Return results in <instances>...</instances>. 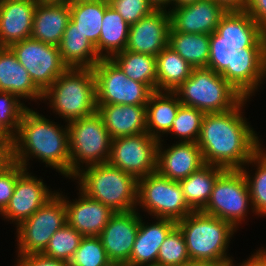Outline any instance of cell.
<instances>
[{"instance_id":"1","label":"cell","mask_w":266,"mask_h":266,"mask_svg":"<svg viewBox=\"0 0 266 266\" xmlns=\"http://www.w3.org/2000/svg\"><path fill=\"white\" fill-rule=\"evenodd\" d=\"M207 68L244 98L255 95L266 78V32L246 10L227 11L210 34Z\"/></svg>"},{"instance_id":"2","label":"cell","mask_w":266,"mask_h":266,"mask_svg":"<svg viewBox=\"0 0 266 266\" xmlns=\"http://www.w3.org/2000/svg\"><path fill=\"white\" fill-rule=\"evenodd\" d=\"M247 101L243 98L225 112L204 114L197 145L205 164L240 170L262 148L257 133L242 115Z\"/></svg>"},{"instance_id":"3","label":"cell","mask_w":266,"mask_h":266,"mask_svg":"<svg viewBox=\"0 0 266 266\" xmlns=\"http://www.w3.org/2000/svg\"><path fill=\"white\" fill-rule=\"evenodd\" d=\"M32 156L70 179L68 123L64 128L60 127V124L27 108L22 115L18 133L10 142V159L27 170V162Z\"/></svg>"},{"instance_id":"4","label":"cell","mask_w":266,"mask_h":266,"mask_svg":"<svg viewBox=\"0 0 266 266\" xmlns=\"http://www.w3.org/2000/svg\"><path fill=\"white\" fill-rule=\"evenodd\" d=\"M177 226L183 233L191 261L219 265L233 261L226 250L238 229L231 223L202 211H193L178 221Z\"/></svg>"},{"instance_id":"5","label":"cell","mask_w":266,"mask_h":266,"mask_svg":"<svg viewBox=\"0 0 266 266\" xmlns=\"http://www.w3.org/2000/svg\"><path fill=\"white\" fill-rule=\"evenodd\" d=\"M73 179L78 180L79 189L88 197L114 212L140 208L137 207L138 180L108 162L85 167Z\"/></svg>"},{"instance_id":"6","label":"cell","mask_w":266,"mask_h":266,"mask_svg":"<svg viewBox=\"0 0 266 266\" xmlns=\"http://www.w3.org/2000/svg\"><path fill=\"white\" fill-rule=\"evenodd\" d=\"M50 109L67 123L96 112L93 69L68 68L43 93Z\"/></svg>"},{"instance_id":"7","label":"cell","mask_w":266,"mask_h":266,"mask_svg":"<svg viewBox=\"0 0 266 266\" xmlns=\"http://www.w3.org/2000/svg\"><path fill=\"white\" fill-rule=\"evenodd\" d=\"M174 93L182 105L204 114L228 111L244 98L221 74L208 68H194Z\"/></svg>"},{"instance_id":"8","label":"cell","mask_w":266,"mask_h":266,"mask_svg":"<svg viewBox=\"0 0 266 266\" xmlns=\"http://www.w3.org/2000/svg\"><path fill=\"white\" fill-rule=\"evenodd\" d=\"M68 132L70 178L83 169V164H85L84 167H88L108 162L112 137L97 111L92 115L69 122Z\"/></svg>"},{"instance_id":"9","label":"cell","mask_w":266,"mask_h":266,"mask_svg":"<svg viewBox=\"0 0 266 266\" xmlns=\"http://www.w3.org/2000/svg\"><path fill=\"white\" fill-rule=\"evenodd\" d=\"M137 206L153 218L176 222L193 212L179 182L163 177L157 171L138 179Z\"/></svg>"},{"instance_id":"10","label":"cell","mask_w":266,"mask_h":266,"mask_svg":"<svg viewBox=\"0 0 266 266\" xmlns=\"http://www.w3.org/2000/svg\"><path fill=\"white\" fill-rule=\"evenodd\" d=\"M67 223L64 195L57 192L17 227L18 256L42 253L54 233Z\"/></svg>"},{"instance_id":"11","label":"cell","mask_w":266,"mask_h":266,"mask_svg":"<svg viewBox=\"0 0 266 266\" xmlns=\"http://www.w3.org/2000/svg\"><path fill=\"white\" fill-rule=\"evenodd\" d=\"M250 202V203H249ZM246 178L241 170H225L215 181L211 197L202 212L231 223L236 229L249 206L254 213Z\"/></svg>"},{"instance_id":"12","label":"cell","mask_w":266,"mask_h":266,"mask_svg":"<svg viewBox=\"0 0 266 266\" xmlns=\"http://www.w3.org/2000/svg\"><path fill=\"white\" fill-rule=\"evenodd\" d=\"M96 104L146 105L153 91L128 78L111 60L101 59L94 67Z\"/></svg>"},{"instance_id":"13","label":"cell","mask_w":266,"mask_h":266,"mask_svg":"<svg viewBox=\"0 0 266 266\" xmlns=\"http://www.w3.org/2000/svg\"><path fill=\"white\" fill-rule=\"evenodd\" d=\"M9 48L43 93L68 69L58 46L28 38L11 44Z\"/></svg>"},{"instance_id":"14","label":"cell","mask_w":266,"mask_h":266,"mask_svg":"<svg viewBox=\"0 0 266 266\" xmlns=\"http://www.w3.org/2000/svg\"><path fill=\"white\" fill-rule=\"evenodd\" d=\"M158 143L147 132L112 139L108 163L138 180L157 171Z\"/></svg>"},{"instance_id":"15","label":"cell","mask_w":266,"mask_h":266,"mask_svg":"<svg viewBox=\"0 0 266 266\" xmlns=\"http://www.w3.org/2000/svg\"><path fill=\"white\" fill-rule=\"evenodd\" d=\"M139 229V212H115L98 236L114 266H124L130 259Z\"/></svg>"},{"instance_id":"16","label":"cell","mask_w":266,"mask_h":266,"mask_svg":"<svg viewBox=\"0 0 266 266\" xmlns=\"http://www.w3.org/2000/svg\"><path fill=\"white\" fill-rule=\"evenodd\" d=\"M26 170L15 184L14 192L4 211L0 214L7 221L19 225L41 208L57 191L54 192L44 184L43 179L31 175Z\"/></svg>"},{"instance_id":"17","label":"cell","mask_w":266,"mask_h":266,"mask_svg":"<svg viewBox=\"0 0 266 266\" xmlns=\"http://www.w3.org/2000/svg\"><path fill=\"white\" fill-rule=\"evenodd\" d=\"M170 9V31L197 34H212L227 12L213 0H197Z\"/></svg>"},{"instance_id":"18","label":"cell","mask_w":266,"mask_h":266,"mask_svg":"<svg viewBox=\"0 0 266 266\" xmlns=\"http://www.w3.org/2000/svg\"><path fill=\"white\" fill-rule=\"evenodd\" d=\"M170 16L167 10H154L129 28L125 50L157 56L168 46Z\"/></svg>"},{"instance_id":"19","label":"cell","mask_w":266,"mask_h":266,"mask_svg":"<svg viewBox=\"0 0 266 266\" xmlns=\"http://www.w3.org/2000/svg\"><path fill=\"white\" fill-rule=\"evenodd\" d=\"M162 142L159 140L157 148V172L161 176L179 182L205 165L197 143L176 141L165 149Z\"/></svg>"},{"instance_id":"20","label":"cell","mask_w":266,"mask_h":266,"mask_svg":"<svg viewBox=\"0 0 266 266\" xmlns=\"http://www.w3.org/2000/svg\"><path fill=\"white\" fill-rule=\"evenodd\" d=\"M78 199L71 202L64 196L67 224L83 237L99 236L115 213L100 201L88 197L80 189Z\"/></svg>"},{"instance_id":"21","label":"cell","mask_w":266,"mask_h":266,"mask_svg":"<svg viewBox=\"0 0 266 266\" xmlns=\"http://www.w3.org/2000/svg\"><path fill=\"white\" fill-rule=\"evenodd\" d=\"M38 0H0V47L31 36Z\"/></svg>"},{"instance_id":"22","label":"cell","mask_w":266,"mask_h":266,"mask_svg":"<svg viewBox=\"0 0 266 266\" xmlns=\"http://www.w3.org/2000/svg\"><path fill=\"white\" fill-rule=\"evenodd\" d=\"M112 139L146 133V105L96 104Z\"/></svg>"},{"instance_id":"23","label":"cell","mask_w":266,"mask_h":266,"mask_svg":"<svg viewBox=\"0 0 266 266\" xmlns=\"http://www.w3.org/2000/svg\"><path fill=\"white\" fill-rule=\"evenodd\" d=\"M156 220L152 224H145L146 222H143L139 213V229L130 259L124 266L157 264L159 248L177 222L162 218H156Z\"/></svg>"},{"instance_id":"24","label":"cell","mask_w":266,"mask_h":266,"mask_svg":"<svg viewBox=\"0 0 266 266\" xmlns=\"http://www.w3.org/2000/svg\"><path fill=\"white\" fill-rule=\"evenodd\" d=\"M70 18V5L38 1L30 38L59 46Z\"/></svg>"},{"instance_id":"25","label":"cell","mask_w":266,"mask_h":266,"mask_svg":"<svg viewBox=\"0 0 266 266\" xmlns=\"http://www.w3.org/2000/svg\"><path fill=\"white\" fill-rule=\"evenodd\" d=\"M0 91L10 92L20 100H43V92L9 47H0Z\"/></svg>"},{"instance_id":"26","label":"cell","mask_w":266,"mask_h":266,"mask_svg":"<svg viewBox=\"0 0 266 266\" xmlns=\"http://www.w3.org/2000/svg\"><path fill=\"white\" fill-rule=\"evenodd\" d=\"M58 47L62 61L68 68L93 69L101 60L95 46L71 20L68 22Z\"/></svg>"},{"instance_id":"27","label":"cell","mask_w":266,"mask_h":266,"mask_svg":"<svg viewBox=\"0 0 266 266\" xmlns=\"http://www.w3.org/2000/svg\"><path fill=\"white\" fill-rule=\"evenodd\" d=\"M181 102L174 92L154 91L146 104L147 133L161 140L173 125Z\"/></svg>"},{"instance_id":"28","label":"cell","mask_w":266,"mask_h":266,"mask_svg":"<svg viewBox=\"0 0 266 266\" xmlns=\"http://www.w3.org/2000/svg\"><path fill=\"white\" fill-rule=\"evenodd\" d=\"M129 28L130 25L106 0V10L102 19L100 37L95 46L101 59H110L113 55L125 50Z\"/></svg>"},{"instance_id":"29","label":"cell","mask_w":266,"mask_h":266,"mask_svg":"<svg viewBox=\"0 0 266 266\" xmlns=\"http://www.w3.org/2000/svg\"><path fill=\"white\" fill-rule=\"evenodd\" d=\"M225 171L219 166L203 165L179 181L186 203L193 211H202L208 203L216 179Z\"/></svg>"},{"instance_id":"30","label":"cell","mask_w":266,"mask_h":266,"mask_svg":"<svg viewBox=\"0 0 266 266\" xmlns=\"http://www.w3.org/2000/svg\"><path fill=\"white\" fill-rule=\"evenodd\" d=\"M157 91L174 92L194 69L170 46L156 56Z\"/></svg>"},{"instance_id":"31","label":"cell","mask_w":266,"mask_h":266,"mask_svg":"<svg viewBox=\"0 0 266 266\" xmlns=\"http://www.w3.org/2000/svg\"><path fill=\"white\" fill-rule=\"evenodd\" d=\"M110 59L128 78L146 84L153 92L157 91L155 56L124 50Z\"/></svg>"},{"instance_id":"32","label":"cell","mask_w":266,"mask_h":266,"mask_svg":"<svg viewBox=\"0 0 266 266\" xmlns=\"http://www.w3.org/2000/svg\"><path fill=\"white\" fill-rule=\"evenodd\" d=\"M210 34L169 31L168 46L193 68H207Z\"/></svg>"},{"instance_id":"33","label":"cell","mask_w":266,"mask_h":266,"mask_svg":"<svg viewBox=\"0 0 266 266\" xmlns=\"http://www.w3.org/2000/svg\"><path fill=\"white\" fill-rule=\"evenodd\" d=\"M105 10L106 0L70 4V20L94 46L100 37Z\"/></svg>"},{"instance_id":"34","label":"cell","mask_w":266,"mask_h":266,"mask_svg":"<svg viewBox=\"0 0 266 266\" xmlns=\"http://www.w3.org/2000/svg\"><path fill=\"white\" fill-rule=\"evenodd\" d=\"M257 166L254 176L249 174L246 167L240 169L247 181L252 208L258 216H266V151L261 148L245 165Z\"/></svg>"},{"instance_id":"35","label":"cell","mask_w":266,"mask_h":266,"mask_svg":"<svg viewBox=\"0 0 266 266\" xmlns=\"http://www.w3.org/2000/svg\"><path fill=\"white\" fill-rule=\"evenodd\" d=\"M204 113L196 108L181 105L173 119L168 134L179 137V141L197 143Z\"/></svg>"},{"instance_id":"36","label":"cell","mask_w":266,"mask_h":266,"mask_svg":"<svg viewBox=\"0 0 266 266\" xmlns=\"http://www.w3.org/2000/svg\"><path fill=\"white\" fill-rule=\"evenodd\" d=\"M67 264L68 266H114L97 236L83 237Z\"/></svg>"},{"instance_id":"37","label":"cell","mask_w":266,"mask_h":266,"mask_svg":"<svg viewBox=\"0 0 266 266\" xmlns=\"http://www.w3.org/2000/svg\"><path fill=\"white\" fill-rule=\"evenodd\" d=\"M183 233L176 225L164 239L159 248V266H184L190 262Z\"/></svg>"},{"instance_id":"38","label":"cell","mask_w":266,"mask_h":266,"mask_svg":"<svg viewBox=\"0 0 266 266\" xmlns=\"http://www.w3.org/2000/svg\"><path fill=\"white\" fill-rule=\"evenodd\" d=\"M83 236L67 223L51 237L43 255L68 261L79 247Z\"/></svg>"},{"instance_id":"39","label":"cell","mask_w":266,"mask_h":266,"mask_svg":"<svg viewBox=\"0 0 266 266\" xmlns=\"http://www.w3.org/2000/svg\"><path fill=\"white\" fill-rule=\"evenodd\" d=\"M27 108L16 95L0 91V128L11 139L18 133L22 115Z\"/></svg>"},{"instance_id":"40","label":"cell","mask_w":266,"mask_h":266,"mask_svg":"<svg viewBox=\"0 0 266 266\" xmlns=\"http://www.w3.org/2000/svg\"><path fill=\"white\" fill-rule=\"evenodd\" d=\"M108 2L130 26L155 10L149 0H108Z\"/></svg>"},{"instance_id":"41","label":"cell","mask_w":266,"mask_h":266,"mask_svg":"<svg viewBox=\"0 0 266 266\" xmlns=\"http://www.w3.org/2000/svg\"><path fill=\"white\" fill-rule=\"evenodd\" d=\"M26 169L11 159L0 168V214L8 205L13 195L17 179Z\"/></svg>"},{"instance_id":"42","label":"cell","mask_w":266,"mask_h":266,"mask_svg":"<svg viewBox=\"0 0 266 266\" xmlns=\"http://www.w3.org/2000/svg\"><path fill=\"white\" fill-rule=\"evenodd\" d=\"M16 266H68L67 262L61 259L50 258L42 253L17 256Z\"/></svg>"},{"instance_id":"43","label":"cell","mask_w":266,"mask_h":266,"mask_svg":"<svg viewBox=\"0 0 266 266\" xmlns=\"http://www.w3.org/2000/svg\"><path fill=\"white\" fill-rule=\"evenodd\" d=\"M245 10L266 32V0H246Z\"/></svg>"},{"instance_id":"44","label":"cell","mask_w":266,"mask_h":266,"mask_svg":"<svg viewBox=\"0 0 266 266\" xmlns=\"http://www.w3.org/2000/svg\"><path fill=\"white\" fill-rule=\"evenodd\" d=\"M237 266H266V248H260L256 253L252 254L249 259Z\"/></svg>"},{"instance_id":"45","label":"cell","mask_w":266,"mask_h":266,"mask_svg":"<svg viewBox=\"0 0 266 266\" xmlns=\"http://www.w3.org/2000/svg\"><path fill=\"white\" fill-rule=\"evenodd\" d=\"M222 6L226 11H243L245 10L246 0H213Z\"/></svg>"},{"instance_id":"46","label":"cell","mask_w":266,"mask_h":266,"mask_svg":"<svg viewBox=\"0 0 266 266\" xmlns=\"http://www.w3.org/2000/svg\"><path fill=\"white\" fill-rule=\"evenodd\" d=\"M10 160V143L0 142V168Z\"/></svg>"},{"instance_id":"47","label":"cell","mask_w":266,"mask_h":266,"mask_svg":"<svg viewBox=\"0 0 266 266\" xmlns=\"http://www.w3.org/2000/svg\"><path fill=\"white\" fill-rule=\"evenodd\" d=\"M149 2L155 10H167L168 6L171 5L172 0H149Z\"/></svg>"},{"instance_id":"48","label":"cell","mask_w":266,"mask_h":266,"mask_svg":"<svg viewBox=\"0 0 266 266\" xmlns=\"http://www.w3.org/2000/svg\"><path fill=\"white\" fill-rule=\"evenodd\" d=\"M184 266H220V265L212 262L190 261Z\"/></svg>"},{"instance_id":"49","label":"cell","mask_w":266,"mask_h":266,"mask_svg":"<svg viewBox=\"0 0 266 266\" xmlns=\"http://www.w3.org/2000/svg\"><path fill=\"white\" fill-rule=\"evenodd\" d=\"M197 0H172L171 6L169 8H175L181 5L196 2Z\"/></svg>"},{"instance_id":"50","label":"cell","mask_w":266,"mask_h":266,"mask_svg":"<svg viewBox=\"0 0 266 266\" xmlns=\"http://www.w3.org/2000/svg\"><path fill=\"white\" fill-rule=\"evenodd\" d=\"M43 3H55V4H71V0H38Z\"/></svg>"},{"instance_id":"51","label":"cell","mask_w":266,"mask_h":266,"mask_svg":"<svg viewBox=\"0 0 266 266\" xmlns=\"http://www.w3.org/2000/svg\"><path fill=\"white\" fill-rule=\"evenodd\" d=\"M11 138L0 128V142L10 143Z\"/></svg>"},{"instance_id":"52","label":"cell","mask_w":266,"mask_h":266,"mask_svg":"<svg viewBox=\"0 0 266 266\" xmlns=\"http://www.w3.org/2000/svg\"><path fill=\"white\" fill-rule=\"evenodd\" d=\"M97 0H71V3L93 2Z\"/></svg>"},{"instance_id":"53","label":"cell","mask_w":266,"mask_h":266,"mask_svg":"<svg viewBox=\"0 0 266 266\" xmlns=\"http://www.w3.org/2000/svg\"><path fill=\"white\" fill-rule=\"evenodd\" d=\"M220 266H236V265L232 261V262H229V263L222 264Z\"/></svg>"},{"instance_id":"54","label":"cell","mask_w":266,"mask_h":266,"mask_svg":"<svg viewBox=\"0 0 266 266\" xmlns=\"http://www.w3.org/2000/svg\"><path fill=\"white\" fill-rule=\"evenodd\" d=\"M143 266H159L158 264H152V265H143Z\"/></svg>"}]
</instances>
